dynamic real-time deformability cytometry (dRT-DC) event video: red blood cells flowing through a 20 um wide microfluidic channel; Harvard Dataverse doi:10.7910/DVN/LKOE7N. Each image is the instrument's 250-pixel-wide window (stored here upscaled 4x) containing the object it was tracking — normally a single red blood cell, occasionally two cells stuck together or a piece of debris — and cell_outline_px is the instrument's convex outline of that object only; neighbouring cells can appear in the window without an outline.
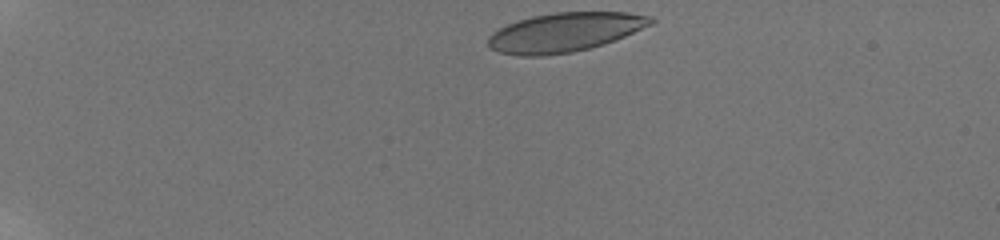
{"species": "human", "species_latin": "Homo sapiens", "temperature_condition": "room temperature", "stored_images_in_passage": 20, "camera_frame_rate_fps": 3000, "um_per_image_px": 0.085, "donor": {"sex": "male"}, "frame": {"image": 1, "passage_image": 1, "time_ms": 0.0, "image_size_px": [1000, 240], "cell_outline_px": [[656, 20], [652, 24], [624, 36], [604, 44], [592, 48], [572, 52], [544, 56], [520, 56], [500, 52], [488, 48], [488, 36], [492, 32], [508, 24], [532, 16], [556, 12], [628, 12], [652, 16]], "centroid_in_image_um": [48.01, 2.74], "position_along_channel_um": 37.0, "area_um2": 37.17}}
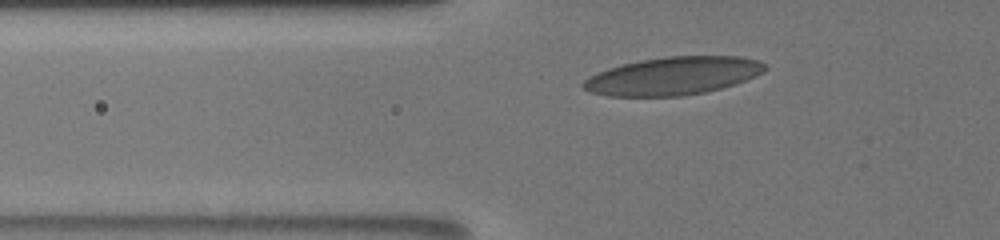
{"frame": {"image": 2, "passage_image": 11, "time_ms": 3.0, "image_size_px": [1000, 240], "cell_outline_px": [[768, 68], [764, 72], [756, 76], [720, 88], [704, 92], [680, 96], [608, 96], [588, 92], [580, 88], [580, 84], [588, 76], [608, 68], [620, 64], [640, 60], [668, 56], [740, 56], [760, 60]], "centroid_in_image_um": [57.16, 6.45], "position_along_channel_um": 68.6, "area_um2": 40.4}}
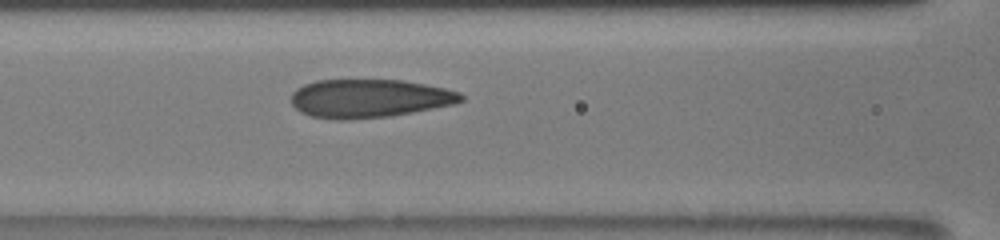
{"frame": {"image": 3, "passage_image": 15, "time_ms": 5.0, "image_size_px": [1000, 240], "cell_outline_px": [[464, 100], [452, 104], [412, 112], [388, 116], [348, 120], [336, 120], [312, 116], [300, 112], [292, 104], [292, 92], [296, 88], [304, 84], [316, 80], [404, 80], [444, 88], [460, 92], [464, 96]], "centroid_in_image_um": [31.36, 8.36], "position_along_channel_um": 135.2, "area_um2": 37.97}}